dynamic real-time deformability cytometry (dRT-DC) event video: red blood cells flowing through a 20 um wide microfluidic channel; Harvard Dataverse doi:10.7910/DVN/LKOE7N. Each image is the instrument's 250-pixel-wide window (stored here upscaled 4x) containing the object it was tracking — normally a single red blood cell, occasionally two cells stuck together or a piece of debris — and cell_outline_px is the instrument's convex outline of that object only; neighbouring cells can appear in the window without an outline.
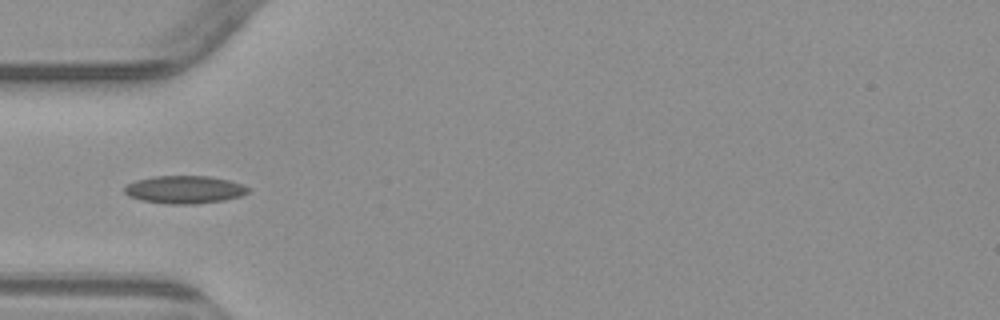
{"species": "common noctule bat (a hibernating species)", "species_latin": "Nyctalus noctula", "temperature_condition": "warm", "stored_images_in_passage": 4, "camera_frame_rate_fps": 3000, "um_per_image_px": 0.085, "animal": {"sex": "male", "body_mass_g": 23.1, "forearm_length_mm": 52.7}, "frame": {"image": 1, "passage_image": 4, "time_ms": 3.333, "image_size_px": [1000, 320], "cell_outline_px": [[252, 188], [248, 192], [240, 196], [224, 200], [192, 204], [168, 204], [140, 200], [128, 196], [124, 192], [124, 188], [128, 184], [136, 180], [152, 176], [208, 176], [228, 180], [244, 184]], "centroid_in_image_um": [15.69, 16.11], "position_along_channel_um": 69.3, "area_um2": 20.11}}